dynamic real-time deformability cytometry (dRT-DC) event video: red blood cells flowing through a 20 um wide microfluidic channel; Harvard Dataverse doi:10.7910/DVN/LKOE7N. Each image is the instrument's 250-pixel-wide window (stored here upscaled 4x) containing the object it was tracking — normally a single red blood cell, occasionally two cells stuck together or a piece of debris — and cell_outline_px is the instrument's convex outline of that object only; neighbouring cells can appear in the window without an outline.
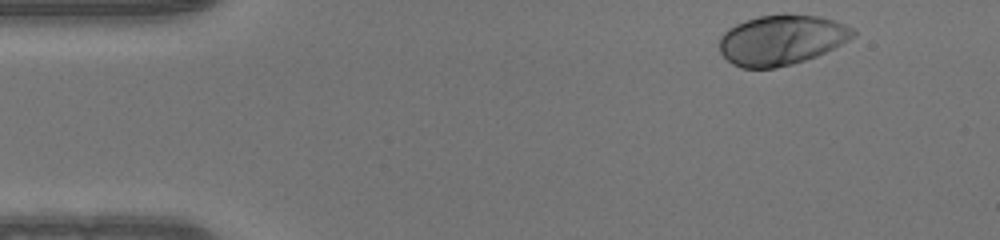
{"species": "human", "species_latin": "Homo sapiens", "temperature_condition": "warm", "stored_images_in_passage": 46, "camera_frame_rate_fps": 3000, "um_per_image_px": 0.085, "donor": {"sex": "male"}, "frame": {"image": 1, "passage_image": 1, "time_ms": 0.0, "image_size_px": [1000, 240], "cell_outline_px": [[856, 36], [816, 56], [792, 64], [776, 68], [740, 68], [732, 64], [720, 52], [720, 36], [728, 28], [736, 24], [760, 16], [820, 16], [844, 24], [852, 28], [856, 32]], "centroid_in_image_um": [66.4, 3.42], "position_along_channel_um": 18.6, "area_um2": 38.26}}
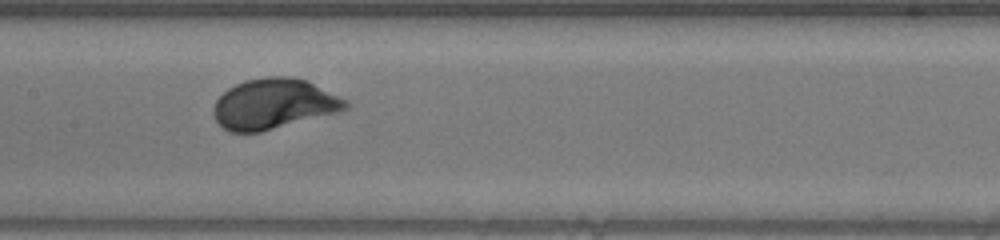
{"frame": {"image": 2, "passage_image": 20, "time_ms": 6.333, "image_size_px": [1000, 240], "cell_outline_px": [[352, 104], [348, 108], [336, 112], [260, 132], [228, 132], [216, 120], [212, 112], [212, 108], [216, 100], [228, 88], [244, 80], [268, 76], [292, 76], [304, 80], [348, 100]], "centroid_in_image_um": [23.24, 8.82], "position_along_channel_um": 184.2, "area_um2": 38.49}}
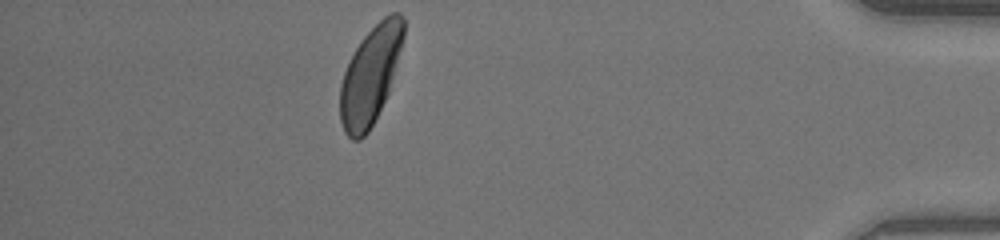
{"frame": {"image": 3, "passage_image": 40, "time_ms": 13.0, "image_size_px": [1000, 240], "cell_outline_px": [[404, 36], [388, 92], [368, 132], [360, 140], [352, 140], [344, 132], [340, 120], [340, 84], [344, 72], [360, 40], [384, 16], [392, 12], [400, 12], [404, 16]], "centroid_in_image_um": [31.46, 6.39], "position_along_channel_um": 403.7, "area_um2": 35.55}}